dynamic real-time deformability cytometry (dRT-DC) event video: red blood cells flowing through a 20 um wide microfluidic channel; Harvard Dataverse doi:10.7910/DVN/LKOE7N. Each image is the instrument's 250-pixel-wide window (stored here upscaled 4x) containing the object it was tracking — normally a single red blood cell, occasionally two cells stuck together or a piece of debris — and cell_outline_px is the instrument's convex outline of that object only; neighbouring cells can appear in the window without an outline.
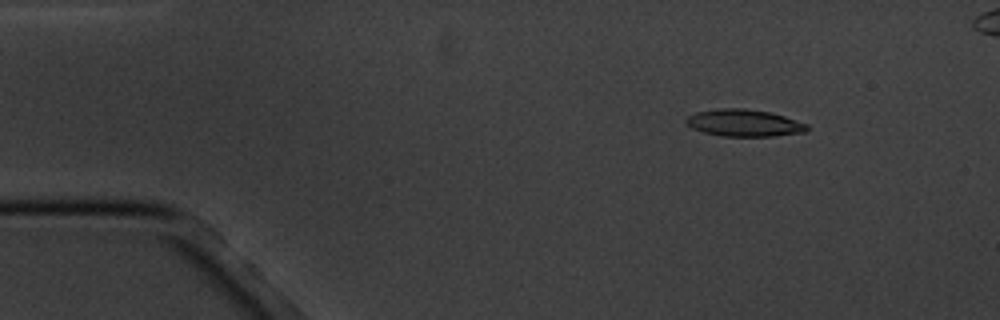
{"species": "common noctule bat (a hibernating species)", "species_latin": "Nyctalus noctula", "temperature_condition": "cold", "stored_images_in_passage": 15, "camera_frame_rate_fps": 3000, "um_per_image_px": 0.085, "animal": {"sex": "male", "body_mass_g": 20.1, "forearm_length_mm": 53.5}, "frame": {"image": 1, "passage_image": 2, "time_ms": 1.333, "image_size_px": [1000, 320], "cell_outline_px": [[808, 128], [804, 132], [776, 136], [724, 136], [704, 132], [692, 128], [684, 120], [688, 116], [696, 112], [720, 108], [744, 108], [768, 112], [784, 116], [808, 124]], "centroid_in_image_um": [63.25, 10.45], "position_along_channel_um": 21.8, "area_um2": 18.9}}
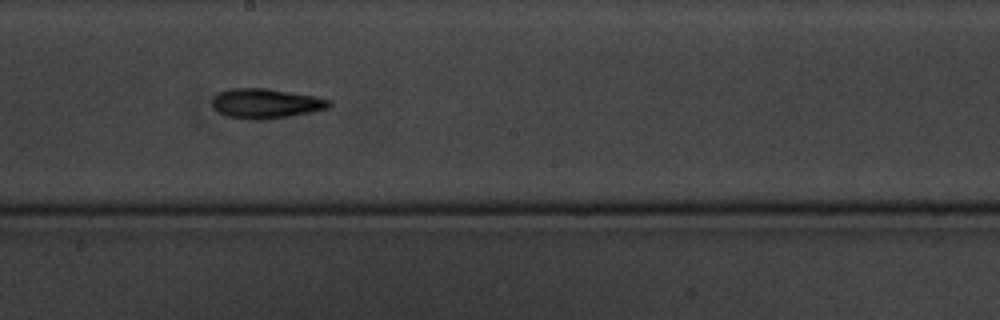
{"frame": {"image": 2, "passage_image": 9, "time_ms": 9.333, "image_size_px": [1000, 320], "cell_outline_px": [[332, 104], [328, 108], [312, 112], [292, 116], [264, 120], [248, 120], [224, 116], [216, 112], [212, 108], [212, 100], [220, 92], [228, 88], [268, 88], [312, 96], [332, 100]], "centroid_in_image_um": [22.56, 8.81], "position_along_channel_um": 225.6, "area_um2": 20.63}}
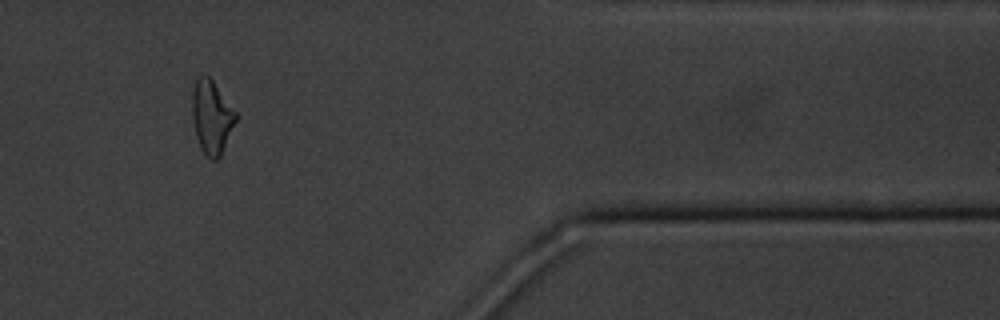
{"frame": {"image": 3, "passage_image": 13, "time_ms": 15.0, "image_size_px": [1000, 320], "cell_outline_px": [[236, 120], [220, 156], [216, 160], [212, 160], [200, 148], [196, 136], [192, 116], [192, 92], [196, 76], [200, 72], [204, 72], [212, 80], [236, 112]], "centroid_in_image_um": [17.95, 9.89], "position_along_channel_um": 393.4, "area_um2": 18.55}, "authors_computed_cell_mechanics": {"area_um2": 18.9006, "velocity_mm_per_s": 3.4453, "shape_relaxation_time_tau1_ms": 2.0615, "shape_relaxation_time_tau2_ms": 6.919, "deformation_change_tau1": 0.1044, "deformation_change_tau2": 0.1676}}